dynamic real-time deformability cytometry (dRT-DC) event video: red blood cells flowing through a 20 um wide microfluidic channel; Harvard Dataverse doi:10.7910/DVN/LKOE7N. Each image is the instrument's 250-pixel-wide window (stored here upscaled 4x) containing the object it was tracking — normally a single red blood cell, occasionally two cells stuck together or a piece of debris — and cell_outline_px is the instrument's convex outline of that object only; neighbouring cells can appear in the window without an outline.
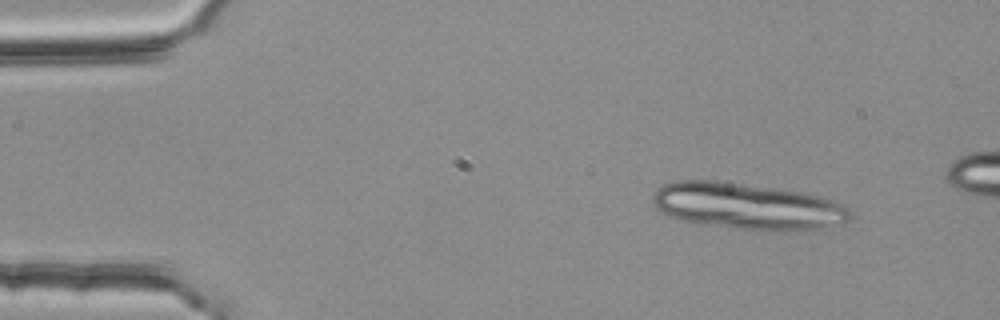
{"species": "common noctule bat (a hibernating species)", "species_latin": "Nyctalus noctula", "temperature_condition": "room temperature", "stored_images_in_passage": 14, "camera_frame_rate_fps": 3000, "um_per_image_px": 0.085, "animal": {"sex": "female", "body_mass_g": 25.1}, "frame": {"image": 1, "passage_image": 5, "time_ms": 1.333, "image_size_px": [1000, 320], "cell_outline_px": [[852, 212], [848, 220], [840, 224], [804, 232], [780, 232], [740, 228], [680, 220], [668, 216], [660, 212], [652, 204], [652, 196], [664, 184], [680, 180], [716, 180], [800, 192], [836, 200], [848, 204]], "centroid_in_image_um": [63.61, 17.54], "position_along_channel_um": 21.4, "area_um2": 53.75}}